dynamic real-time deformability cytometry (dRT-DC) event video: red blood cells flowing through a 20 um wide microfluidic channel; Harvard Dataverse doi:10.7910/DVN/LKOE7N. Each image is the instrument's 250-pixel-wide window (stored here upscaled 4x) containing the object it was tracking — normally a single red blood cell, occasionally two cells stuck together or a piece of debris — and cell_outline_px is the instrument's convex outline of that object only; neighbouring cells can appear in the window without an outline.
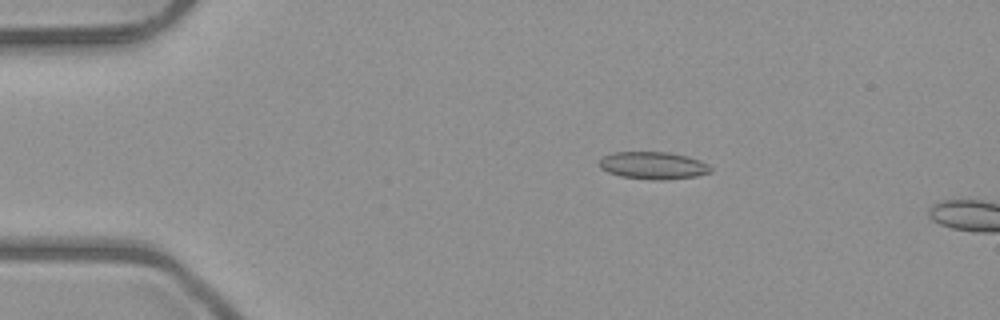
{"species": "common noctule bat (a hibernating species)", "species_latin": "Nyctalus noctula", "temperature_condition": "room temperature", "stored_images_in_passage": 3, "camera_frame_rate_fps": 3000, "um_per_image_px": 0.085, "animal": {"sex": "male", "body_mass_g": 23.1, "forearm_length_mm": 52.7}, "frame": {"image": 1, "passage_image": 2, "time_ms": 1.0, "image_size_px": [1000, 320], "cell_outline_px": [[712, 172], [696, 176], [664, 180], [660, 180], [620, 176], [608, 172], [600, 168], [600, 160], [604, 156], [612, 152], [668, 152], [688, 156], [700, 160], [708, 164], [712, 168]], "centroid_in_image_um": [55.55, 14.06], "position_along_channel_um": 29.5, "area_um2": 17.74}}